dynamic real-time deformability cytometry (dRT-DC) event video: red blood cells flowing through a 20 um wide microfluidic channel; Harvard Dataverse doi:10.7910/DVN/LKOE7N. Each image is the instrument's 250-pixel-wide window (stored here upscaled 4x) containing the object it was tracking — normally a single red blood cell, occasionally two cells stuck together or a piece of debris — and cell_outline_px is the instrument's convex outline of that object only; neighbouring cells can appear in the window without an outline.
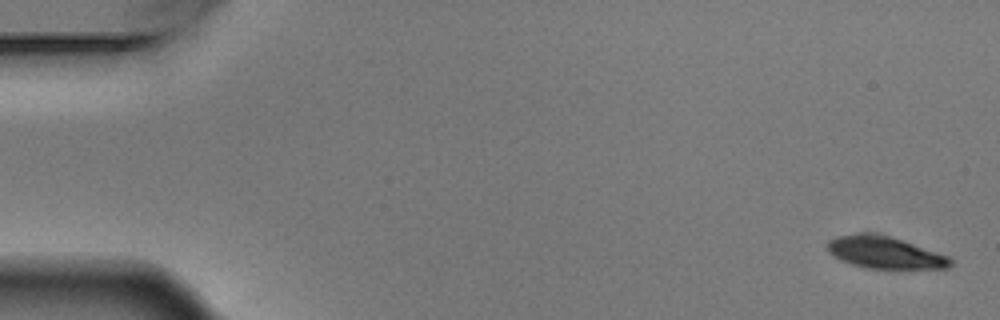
{"species": "Egyptian fruit bat (a non-hibernating species)", "species_latin": "Rousettus aegyptiacus", "temperature_condition": "warm", "stored_images_in_passage": 6, "camera_frame_rate_fps": 3000, "um_per_image_px": 0.085, "animal": {"sex": "male"}, "frame": {"image": 1, "passage_image": 1, "time_ms": 0.0, "image_size_px": [1000, 320], "cell_outline_px": [[952, 264], [948, 268], [864, 268], [840, 260], [828, 252], [828, 240], [836, 236], [860, 232], [888, 236], [948, 256], [952, 260]], "centroid_in_image_um": [75.15, 21.47], "position_along_channel_um": 9.9, "area_um2": 22.54}}